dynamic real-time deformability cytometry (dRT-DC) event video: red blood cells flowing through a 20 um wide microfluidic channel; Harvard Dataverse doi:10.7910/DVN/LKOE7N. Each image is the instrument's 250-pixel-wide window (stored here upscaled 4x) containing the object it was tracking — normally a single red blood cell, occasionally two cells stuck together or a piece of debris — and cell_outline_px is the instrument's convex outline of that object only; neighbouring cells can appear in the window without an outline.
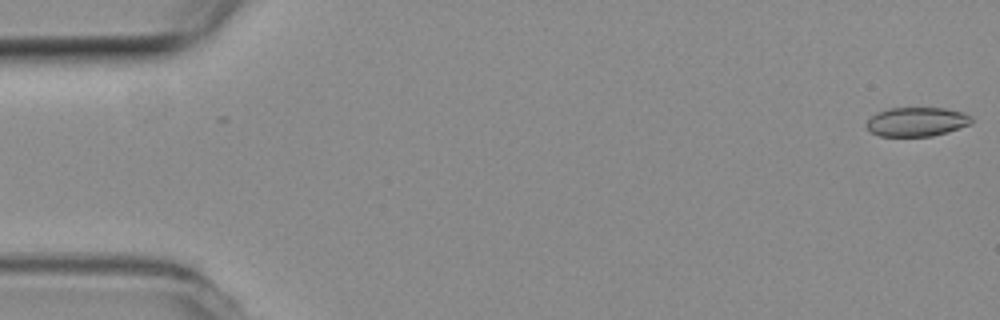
{"species": "common noctule bat (a hibernating species)", "species_latin": "Nyctalus noctula", "temperature_condition": "room temperature", "stored_images_in_passage": 11, "camera_frame_rate_fps": 3000, "um_per_image_px": 0.085, "animal": {"sex": "female", "body_mass_g": 19.3, "forearm_length_mm": 54.1}, "frame": {"image": 1, "passage_image": 1, "time_ms": 0.0, "image_size_px": [1000, 320], "cell_outline_px": [[972, 124], [948, 132], [932, 136], [880, 136], [868, 132], [864, 124], [876, 112], [888, 108], [944, 108], [964, 112], [972, 116]], "centroid_in_image_um": [77.91, 10.35], "position_along_channel_um": 7.1, "area_um2": 18.15}}